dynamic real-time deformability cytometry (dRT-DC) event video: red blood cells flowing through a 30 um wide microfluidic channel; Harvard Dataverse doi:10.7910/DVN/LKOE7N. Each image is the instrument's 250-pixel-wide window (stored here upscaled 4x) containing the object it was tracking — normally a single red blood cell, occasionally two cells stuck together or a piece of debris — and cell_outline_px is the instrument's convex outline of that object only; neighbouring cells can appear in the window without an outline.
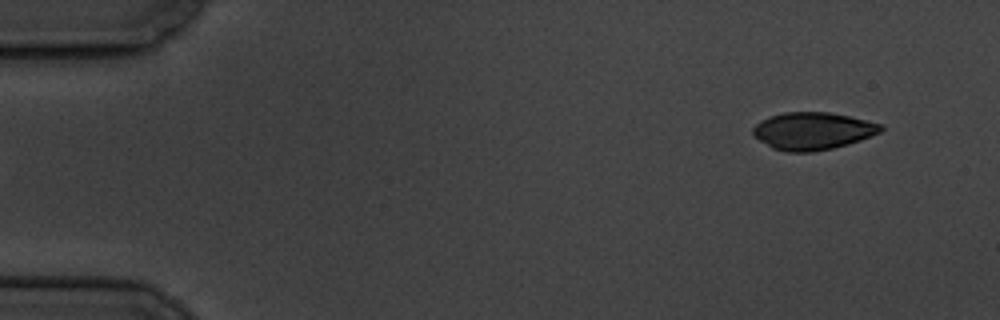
{"species": "common noctule bat (a hibernating species)", "species_latin": "Nyctalus noctula", "temperature_condition": "cold", "stored_images_in_passage": 54, "camera_frame_rate_fps": 3000, "um_per_image_px": 0.085, "animal": {"sex": "male", "body_mass_g": 19.5, "forearm_length_mm": 54.6}, "frame": {"image": 1, "passage_image": 2, "time_ms": 0.333, "image_size_px": [1000, 320], "cell_outline_px": [[884, 128], [880, 132], [860, 140], [848, 144], [832, 148], [812, 152], [788, 152], [772, 148], [752, 136], [752, 128], [760, 120], [784, 112], [828, 112], [848, 116], [880, 124]], "centroid_in_image_um": [69.03, 11.14], "position_along_channel_um": 16.0, "area_um2": 27.74}}
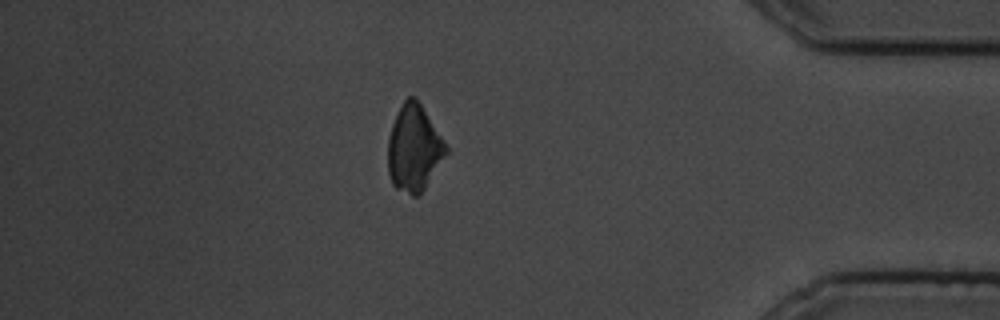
{"frame": {"image": 2, "passage_image": 47, "time_ms": 15.333, "image_size_px": [1000, 320], "cell_outline_px": [[448, 152], [424, 188], [416, 196], [412, 196], [396, 188], [392, 184], [388, 172], [388, 140], [392, 124], [404, 100], [408, 96], [416, 96], [448, 148]], "centroid_in_image_um": [35.17, 12.6], "position_along_channel_um": 400.0, "area_um2": 28.84}}